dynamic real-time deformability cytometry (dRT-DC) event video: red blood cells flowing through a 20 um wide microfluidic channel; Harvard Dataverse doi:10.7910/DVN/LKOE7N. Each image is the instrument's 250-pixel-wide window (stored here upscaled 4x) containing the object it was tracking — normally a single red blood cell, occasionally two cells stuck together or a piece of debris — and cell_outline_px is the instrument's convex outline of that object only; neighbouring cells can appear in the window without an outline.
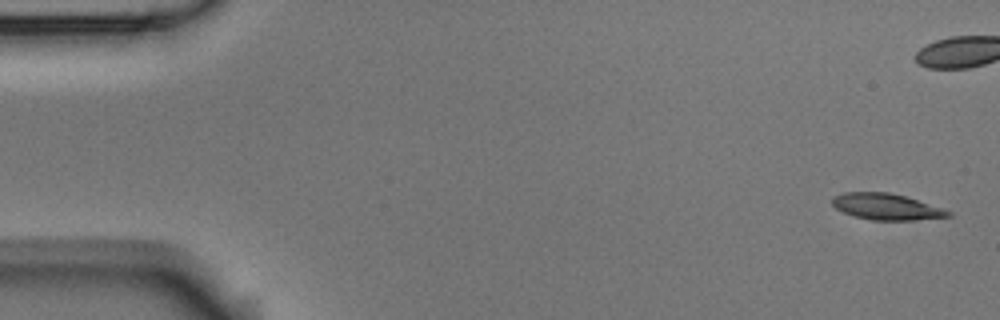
{"species": "Egyptian fruit bat (a non-hibernating species)", "species_latin": "Rousettus aegyptiacus", "temperature_condition": "room temperature", "stored_images_in_passage": 15, "camera_frame_rate_fps": 3000, "um_per_image_px": 0.085, "animal": {"sex": "male"}, "frame": {"image": 1, "passage_image": 1, "time_ms": 0.0, "image_size_px": [1000, 320], "cell_outline_px": [[952, 216], [912, 220], [872, 220], [856, 216], [844, 212], [836, 208], [832, 204], [832, 196], [844, 192], [888, 192], [904, 196], [952, 212]], "centroid_in_image_um": [75.29, 17.56], "position_along_channel_um": 9.7, "area_um2": 17.4}, "authors_computed_cell_mechanics": {"area_um2": 18.3804, "velocity_mm_per_s": 3.6128, "shape_relaxation_time_tau1_ms": 4.5075, "shape_relaxation_time_tau2_ms": 3.6409, "deformation_change_tau1": 0.1142, "deformation_change_tau2": 0.1049}}